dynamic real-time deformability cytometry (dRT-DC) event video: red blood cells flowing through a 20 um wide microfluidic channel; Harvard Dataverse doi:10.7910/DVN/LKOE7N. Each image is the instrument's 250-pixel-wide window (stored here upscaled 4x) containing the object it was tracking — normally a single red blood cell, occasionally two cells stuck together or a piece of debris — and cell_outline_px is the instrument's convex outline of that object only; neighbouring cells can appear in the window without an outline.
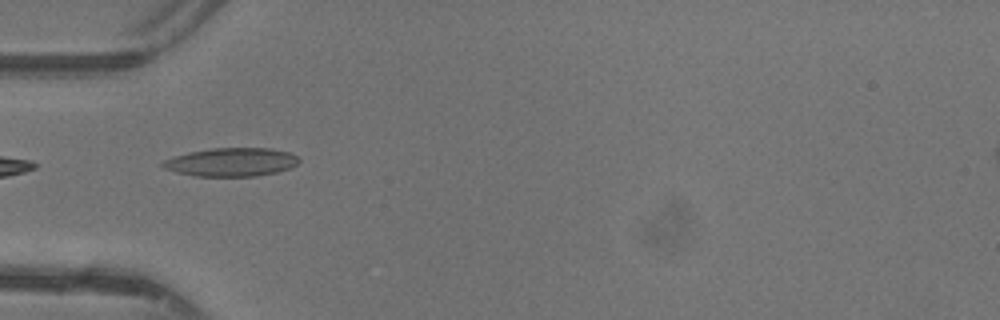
{"species": "common noctule bat (a hibernating species)", "species_latin": "Nyctalus noctula", "temperature_condition": "warm", "stored_images_in_passage": 34, "camera_frame_rate_fps": 3000, "um_per_image_px": 0.085, "animal": {"sex": "female"}, "frame": {"image": 1, "passage_image": 2, "time_ms": 0.333, "image_size_px": [1000, 320], "cell_outline_px": [[300, 160], [296, 164], [288, 168], [276, 172], [256, 176], [196, 176], [176, 172], [164, 168], [160, 164], [164, 160], [188, 152], [212, 148], [272, 148], [288, 152], [296, 156]], "centroid_in_image_um": [19.65, 13.77], "position_along_channel_um": 65.4, "area_um2": 22.43}}
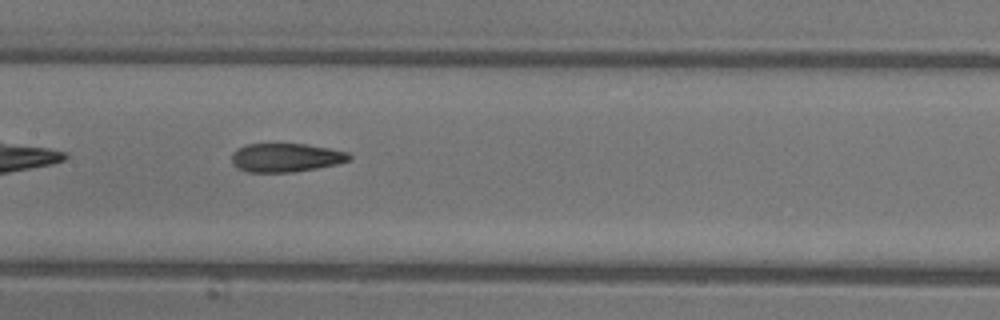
{"frame": {"image": 2, "passage_image": 10, "time_ms": 3.0, "image_size_px": [1000, 320], "cell_outline_px": [[352, 160], [336, 164], [316, 168], [292, 172], [248, 172], [236, 168], [232, 164], [232, 152], [236, 148], [244, 144], [308, 144], [348, 152], [352, 156]], "centroid_in_image_um": [24.27, 13.39], "position_along_channel_um": 183.1, "area_um2": 19.83}}
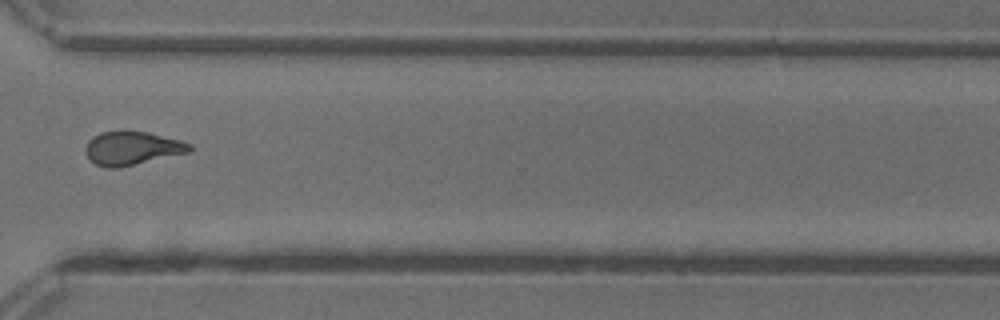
{"frame": {"image": 3, "passage_image": 22, "time_ms": 7.0, "image_size_px": [1000, 320], "cell_outline_px": [[192, 152], [120, 168], [108, 168], [96, 164], [88, 160], [84, 152], [84, 148], [88, 140], [92, 136], [100, 132], [148, 132], [180, 140], [192, 144]], "centroid_in_image_um": [11.22, 12.62], "position_along_channel_um": 359.4, "area_um2": 20.63}, "authors_computed_cell_mechanics": {"area_um2": 20.2011, "velocity_mm_per_s": 4.4276, "shape_relaxation_time_tau1_ms": null, "shape_relaxation_time_tau2_ms": 1.9251, "deformation_change_tau1": null, "deformation_change_tau2": 0.0974}}